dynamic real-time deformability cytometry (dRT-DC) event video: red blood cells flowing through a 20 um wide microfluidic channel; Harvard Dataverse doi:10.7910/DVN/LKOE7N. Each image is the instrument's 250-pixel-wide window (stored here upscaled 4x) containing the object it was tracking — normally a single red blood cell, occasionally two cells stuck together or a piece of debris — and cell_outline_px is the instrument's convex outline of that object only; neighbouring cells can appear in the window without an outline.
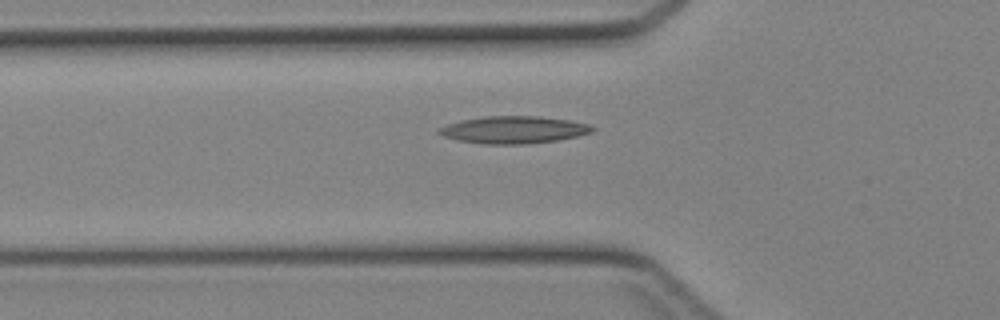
{"species": "Egyptian fruit bat (a non-hibernating species)", "species_latin": "Rousettus aegyptiacus", "temperature_condition": "cold", "stored_images_in_passage": 32, "camera_frame_rate_fps": 3000, "um_per_image_px": 0.085, "animal": {"sex": "female"}, "frame": {"image": 1, "passage_image": 4, "time_ms": 1.0, "image_size_px": [1000, 320], "cell_outline_px": [[596, 128], [592, 132], [576, 136], [556, 140], [524, 144], [484, 144], [456, 140], [444, 136], [436, 132], [436, 128], [460, 120], [484, 116], [536, 116], [568, 120], [588, 124]], "centroid_in_image_um": [43.6, 11.03], "position_along_channel_um": 82.2, "area_um2": 24.33}}
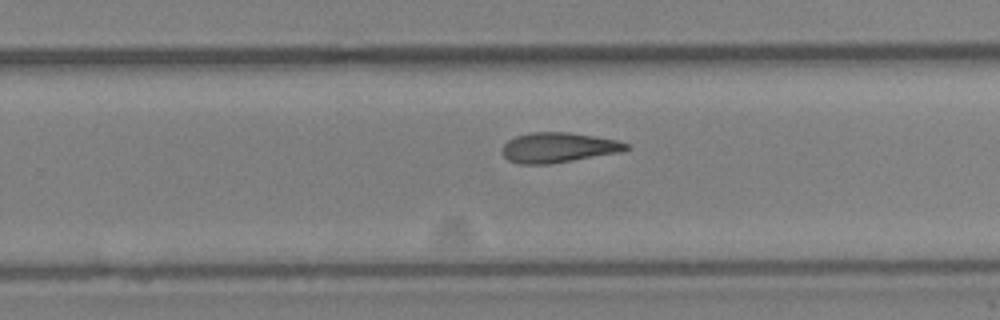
{"frame": {"image": 2, "passage_image": 17, "time_ms": 5.333, "image_size_px": [1000, 320], "cell_outline_px": [[632, 148], [620, 152], [548, 164], [520, 164], [508, 160], [500, 152], [504, 144], [508, 140], [516, 136], [532, 132], [568, 132], [616, 140], [628, 144]], "centroid_in_image_um": [47.42, 12.54], "position_along_channel_um": 282.4, "area_um2": 21.56}}
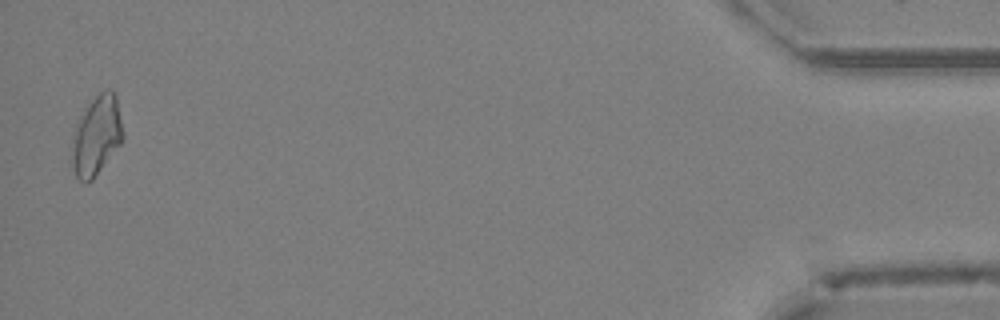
{"frame": {"image": 3, "passage_image": 32, "time_ms": 10.333, "image_size_px": [1000, 320], "cell_outline_px": [[124, 140], [92, 180], [88, 184], [84, 184], [76, 176], [68, 160], [72, 136], [76, 120], [84, 108], [100, 92], [108, 88], [112, 88], [116, 96], [124, 132]], "centroid_in_image_um": [8.16, 11.55], "position_along_channel_um": 427.0, "area_um2": 24.57}}